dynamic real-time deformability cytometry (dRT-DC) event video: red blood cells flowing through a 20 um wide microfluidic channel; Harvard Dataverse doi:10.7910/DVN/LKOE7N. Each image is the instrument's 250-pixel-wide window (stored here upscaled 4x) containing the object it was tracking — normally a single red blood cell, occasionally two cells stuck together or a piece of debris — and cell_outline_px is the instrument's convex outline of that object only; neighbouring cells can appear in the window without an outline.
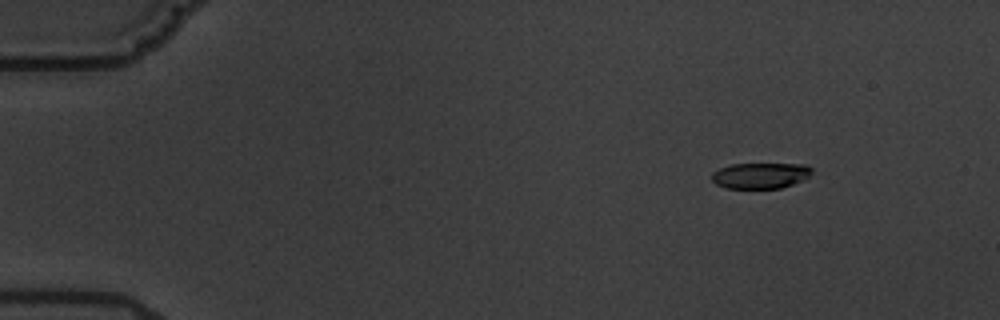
{"species": "common noctule bat (a hibernating species)", "species_latin": "Nyctalus noctula", "temperature_condition": "warm", "stored_images_in_passage": 4, "camera_frame_rate_fps": 3000, "um_per_image_px": 0.085, "animal": {"sex": "male", "body_mass_g": 19.5, "forearm_length_mm": 54.6}, "frame": {"image": 1, "passage_image": 1, "time_ms": 0.0, "image_size_px": [1000, 320], "cell_outline_px": [[812, 172], [808, 176], [792, 184], [780, 188], [724, 188], [716, 184], [712, 180], [712, 172], [720, 168], [732, 164], [808, 164], [812, 168]], "centroid_in_image_um": [64.62, 14.91], "position_along_channel_um": 20.4, "area_um2": 14.97}}
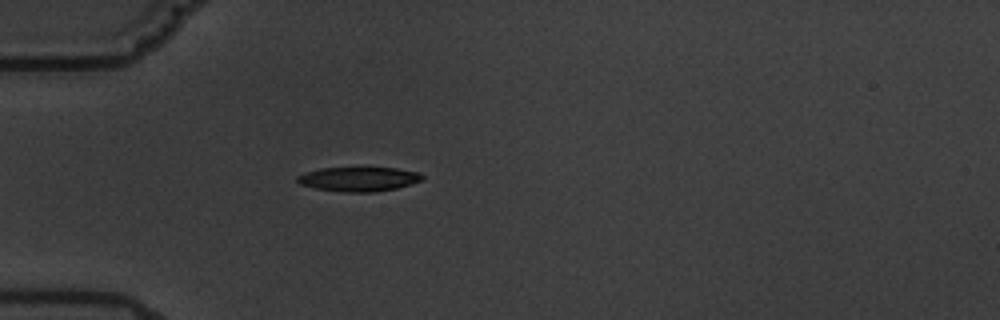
{"frame": {"image": 2, "passage_image": 4, "time_ms": 3.667, "image_size_px": [1000, 320], "cell_outline_px": [[424, 180], [396, 188], [376, 192], [344, 192], [316, 188], [300, 184], [296, 180], [296, 176], [304, 172], [320, 168], [396, 168], [420, 172], [424, 176]], "centroid_in_image_um": [30.5, 15.22], "position_along_channel_um": 54.5, "area_um2": 17.8}}